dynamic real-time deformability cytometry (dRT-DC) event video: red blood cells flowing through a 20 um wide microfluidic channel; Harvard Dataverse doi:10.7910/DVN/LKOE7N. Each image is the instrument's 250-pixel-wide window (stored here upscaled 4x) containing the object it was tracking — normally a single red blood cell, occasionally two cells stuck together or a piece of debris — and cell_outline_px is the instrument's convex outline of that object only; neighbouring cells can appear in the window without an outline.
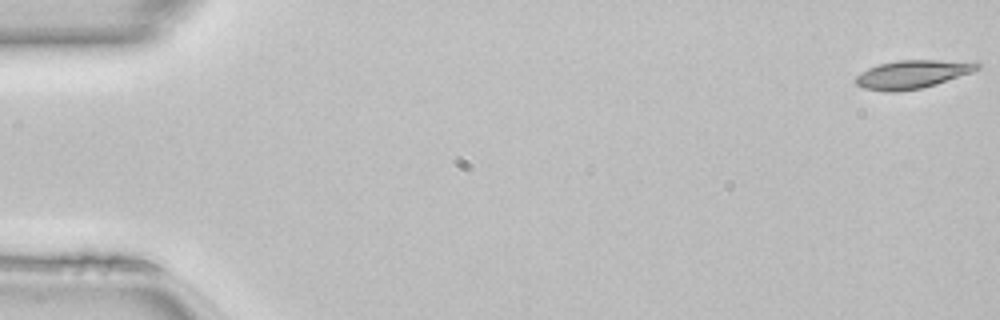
{"species": "common noctule bat (a hibernating species)", "species_latin": "Nyctalus noctula", "temperature_condition": "room temperature", "stored_images_in_passage": 50, "camera_frame_rate_fps": 3000, "um_per_image_px": 0.085, "animal": {"sex": "female", "body_mass_g": 22.7, "forearm_length_mm": 54.2}, "frame": {"image": 1, "passage_image": 1, "time_ms": 0.0, "image_size_px": [1000, 320], "cell_outline_px": [[980, 68], [972, 72], [936, 84], [920, 88], [900, 92], [884, 92], [864, 88], [856, 84], [856, 76], [868, 68], [880, 64], [896, 60], [980, 60]], "centroid_in_image_um": [77.63, 6.3], "position_along_channel_um": 7.4, "area_um2": 20.35}}
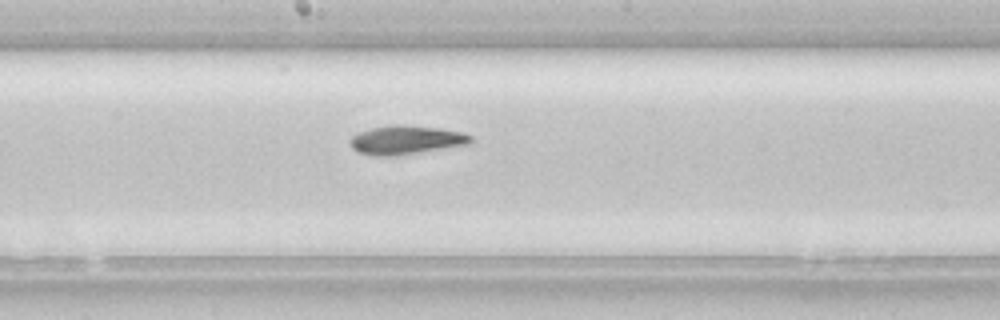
{"frame": {"image": 2, "passage_image": 27, "time_ms": 8.667, "image_size_px": [1000, 320], "cell_outline_px": [[472, 144], [396, 156], [376, 156], [356, 152], [352, 148], [348, 140], [352, 136], [360, 132], [372, 128], [392, 124], [396, 124], [436, 128], [460, 132], [472, 136]], "centroid_in_image_um": [34.49, 11.91], "position_along_channel_um": 213.7, "area_um2": 20.29}}
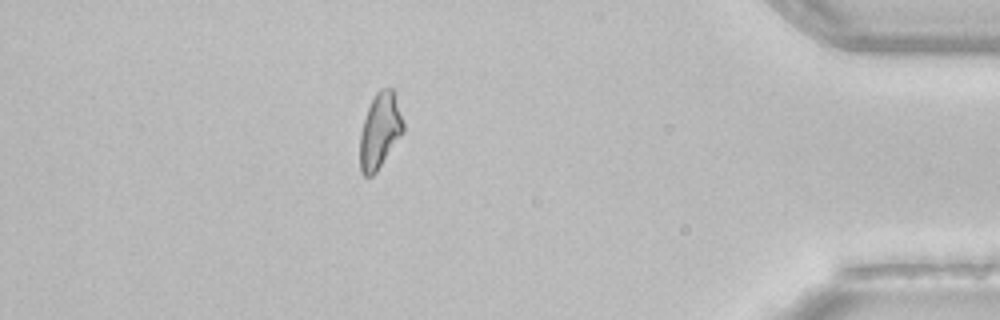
{"frame": {"image": 3, "passage_image": 44, "time_ms": 14.333, "image_size_px": [1000, 320], "cell_outline_px": [[404, 132], [376, 172], [372, 176], [364, 176], [360, 168], [360, 132], [368, 108], [376, 92], [380, 88], [392, 88], [404, 124]], "centroid_in_image_um": [32.28, 11.13], "position_along_channel_um": 402.9, "area_um2": 18.79}, "authors_computed_cell_mechanics": {"area_um2": 19.5364, "velocity_mm_per_s": 4.1232, "shape_relaxation_time_tau1_ms": 6.6098, "shape_relaxation_time_tau2_ms": null, "deformation_change_tau1": 0.1452, "deformation_change_tau2": null}}